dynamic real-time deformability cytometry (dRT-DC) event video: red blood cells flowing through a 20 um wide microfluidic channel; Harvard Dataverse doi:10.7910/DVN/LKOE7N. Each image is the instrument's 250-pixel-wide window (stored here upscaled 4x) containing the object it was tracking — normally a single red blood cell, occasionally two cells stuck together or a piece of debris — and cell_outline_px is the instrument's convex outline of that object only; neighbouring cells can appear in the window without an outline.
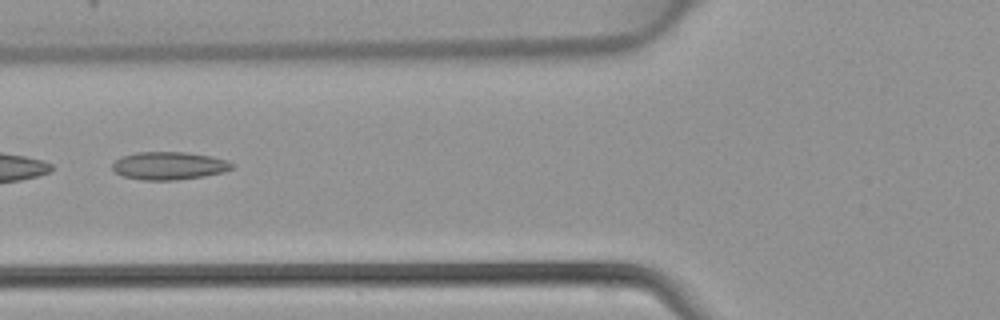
{"species": "common noctule bat (a hibernating species)", "species_latin": "Nyctalus noctula", "temperature_condition": "warm", "stored_images_in_passage": 5, "camera_frame_rate_fps": 3000, "um_per_image_px": 0.085, "animal": {"sex": "female", "body_mass_g": 22.7, "forearm_length_mm": 54.2}, "frame": {"image": 1, "passage_image": 5, "time_ms": 1.333, "image_size_px": [1000, 320], "cell_outline_px": [[232, 168], [224, 172], [204, 176], [176, 180], [144, 180], [124, 176], [116, 172], [112, 168], [112, 164], [120, 156], [136, 152], [184, 152], [212, 156], [228, 160], [232, 164]], "centroid_in_image_um": [14.36, 14.08], "position_along_channel_um": 111.4, "area_um2": 19.42}}